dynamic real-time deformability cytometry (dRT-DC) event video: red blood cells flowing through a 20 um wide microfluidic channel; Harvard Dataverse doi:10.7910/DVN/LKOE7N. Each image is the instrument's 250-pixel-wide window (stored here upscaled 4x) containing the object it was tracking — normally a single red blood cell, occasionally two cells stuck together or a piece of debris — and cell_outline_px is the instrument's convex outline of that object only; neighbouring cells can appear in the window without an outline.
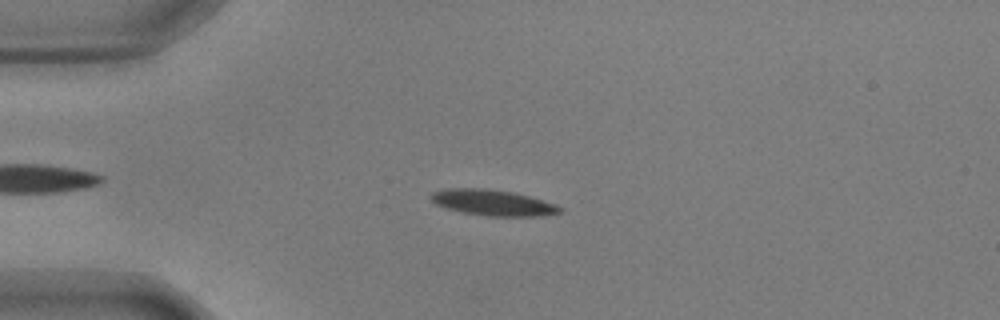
{"species": "common noctule bat (a hibernating species)", "species_latin": "Nyctalus noctula", "temperature_condition": "warm", "stored_images_in_passage": 55, "camera_frame_rate_fps": 3000, "um_per_image_px": 0.085, "animal": {"sex": "male", "body_mass_g": 17.9, "forearm_length_mm": 54.2}, "frame": {"image": 1, "passage_image": 13, "time_ms": 4.0, "image_size_px": [1000, 320], "cell_outline_px": [[564, 212], [540, 216], [488, 216], [464, 212], [448, 208], [436, 204], [428, 196], [432, 192], [448, 188], [484, 188], [512, 192], [528, 196], [556, 204], [564, 208]], "centroid_in_image_um": [41.92, 17.22], "position_along_channel_um": 43.1, "area_um2": 19.36}}
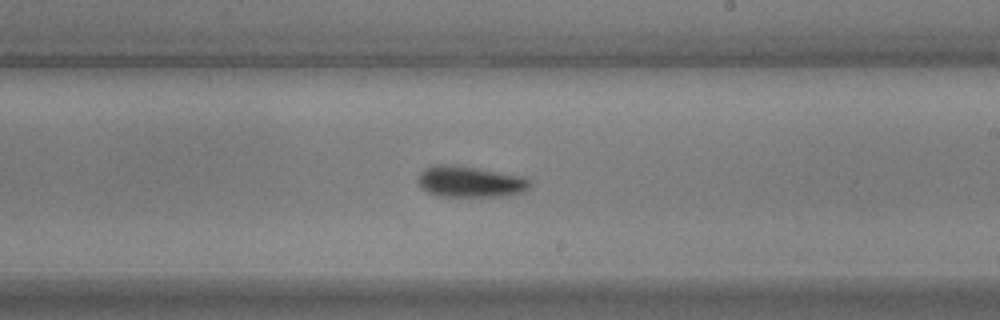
{"frame": {"image": 2, "passage_image": 32, "time_ms": 10.333, "image_size_px": [1000, 320], "cell_outline_px": [[532, 184], [524, 192], [508, 196], [440, 196], [428, 192], [420, 188], [416, 184], [416, 180], [420, 172], [424, 168], [436, 164], [452, 164], [480, 168], [524, 176], [532, 180]], "centroid_in_image_um": [39.96, 15.43], "position_along_channel_um": 249.0, "area_um2": 20.87}}
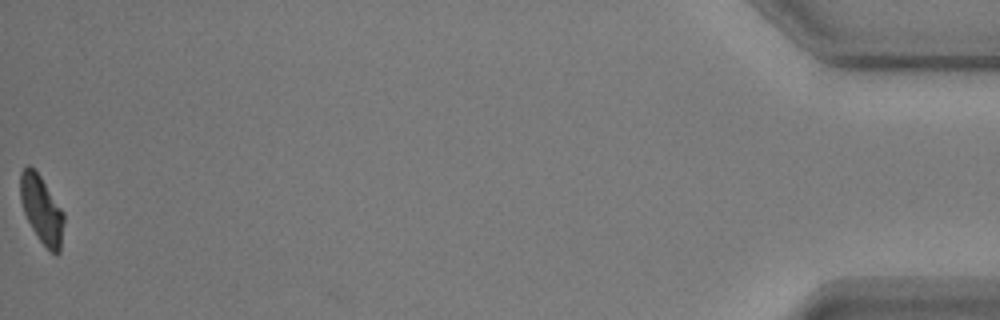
{"frame": {"image": 3, "passage_image": 55, "time_ms": 18.0, "image_size_px": [1000, 320], "cell_outline_px": [[64, 224], [60, 252], [56, 256], [40, 240], [32, 228], [24, 212], [20, 200], [20, 172], [28, 164], [40, 176], [64, 212]], "centroid_in_image_um": [3.55, 17.82], "position_along_channel_um": 431.7, "area_um2": 16.99}, "authors_computed_cell_mechanics": {"area_um2": 19.0162, "velocity_mm_per_s": 3.6199, "shape_relaxation_time_tau1_ms": 4.5721, "shape_relaxation_time_tau2_ms": 2.4166, "deformation_change_tau1": 0.1622, "deformation_change_tau2": 0.0843}}